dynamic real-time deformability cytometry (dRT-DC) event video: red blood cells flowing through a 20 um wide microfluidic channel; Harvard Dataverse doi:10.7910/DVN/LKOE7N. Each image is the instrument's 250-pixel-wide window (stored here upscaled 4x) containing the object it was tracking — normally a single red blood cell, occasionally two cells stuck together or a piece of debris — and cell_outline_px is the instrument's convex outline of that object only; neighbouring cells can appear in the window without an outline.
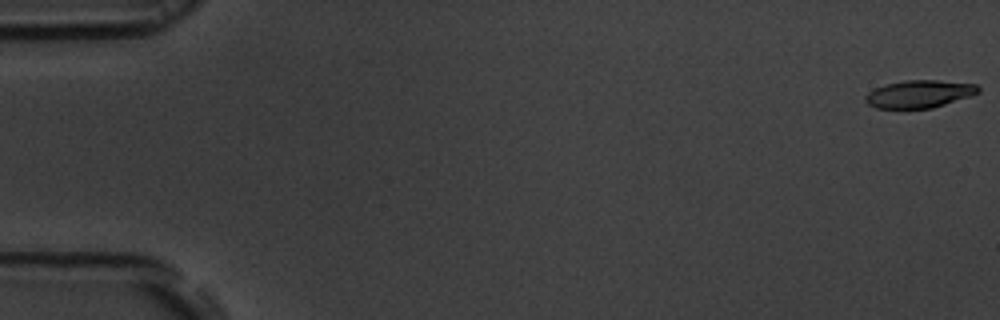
{"species": "common noctule bat (a hibernating species)", "species_latin": "Nyctalus noctula", "temperature_condition": "room temperature", "stored_images_in_passage": 56, "camera_frame_rate_fps": 3000, "um_per_image_px": 0.085, "animal": {"sex": "male", "body_mass_g": 19.5, "forearm_length_mm": 54.6}, "frame": {"image": 1, "passage_image": 1, "time_ms": 0.0, "image_size_px": [1000, 320], "cell_outline_px": [[980, 92], [932, 108], [876, 108], [868, 104], [864, 100], [864, 96], [868, 92], [884, 84], [904, 80], [936, 80], [976, 84], [980, 88]], "centroid_in_image_um": [78.09, 7.98], "position_along_channel_um": 6.9, "area_um2": 18.03}}
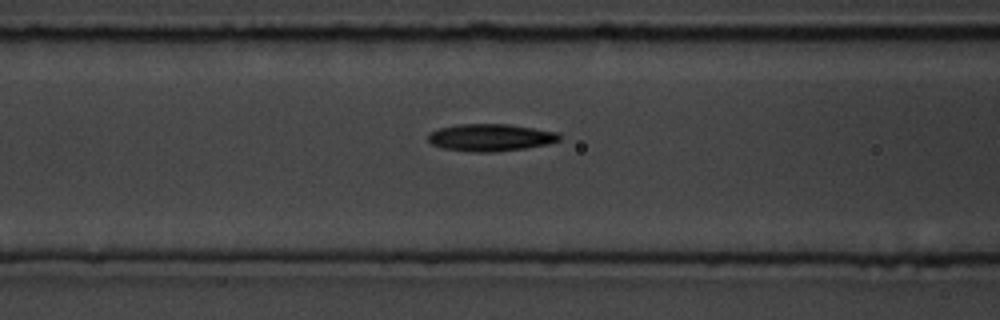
{"frame": {"image": 2, "passage_image": 23, "time_ms": 7.333, "image_size_px": [1000, 320], "cell_outline_px": [[560, 140], [548, 144], [524, 148], [492, 152], [476, 152], [444, 148], [432, 144], [428, 140], [428, 132], [440, 128], [460, 124], [508, 124], [556, 132], [560, 136]], "centroid_in_image_um": [41.67, 11.68], "position_along_channel_um": 124.9, "area_um2": 20.58}}
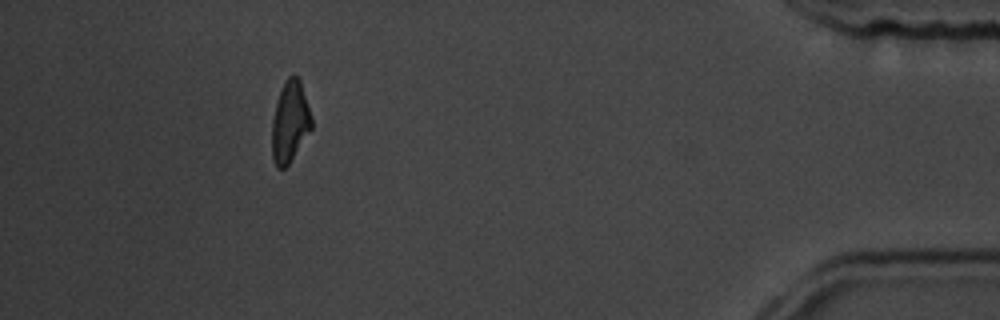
{"frame": {"image": 3, "passage_image": 51, "time_ms": 16.667, "image_size_px": [1000, 320], "cell_outline_px": [[312, 128], [288, 164], [284, 168], [276, 168], [272, 156], [272, 120], [280, 88], [284, 80], [288, 76], [296, 76], [300, 80], [312, 116]], "centroid_in_image_um": [24.64, 10.33], "position_along_channel_um": 410.6, "area_um2": 18.67}, "authors_computed_cell_mechanics": {"area_um2": 19.5364, "velocity_mm_per_s": 3.6826, "shape_relaxation_time_tau1_ms": 3.2406, "shape_relaxation_time_tau2_ms": 5.4365, "deformation_change_tau1": 0.1553, "deformation_change_tau2": 0.1521}}